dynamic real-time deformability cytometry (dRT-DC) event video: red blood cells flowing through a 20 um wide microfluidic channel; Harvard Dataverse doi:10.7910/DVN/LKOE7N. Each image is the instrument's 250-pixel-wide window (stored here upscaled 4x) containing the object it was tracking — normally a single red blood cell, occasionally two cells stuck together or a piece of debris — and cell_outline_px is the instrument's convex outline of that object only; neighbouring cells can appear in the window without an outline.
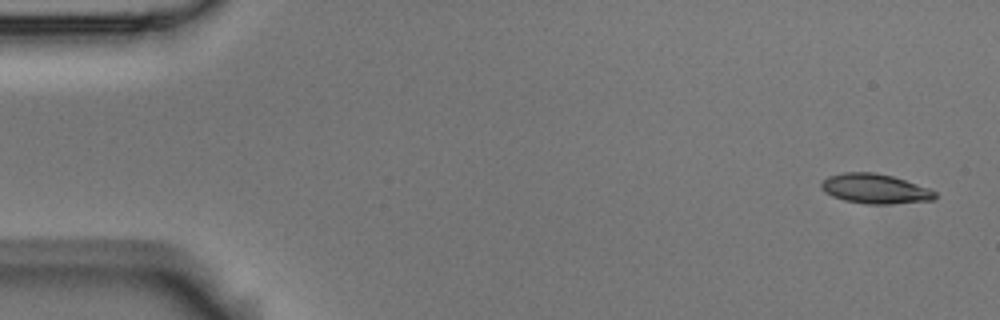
{"species": "Egyptian fruit bat (a non-hibernating species)", "species_latin": "Rousettus aegyptiacus", "temperature_condition": "room temperature", "stored_images_in_passage": 4, "camera_frame_rate_fps": 3000, "um_per_image_px": 0.085, "animal": {"sex": "male"}, "frame": {"image": 1, "passage_image": 1, "time_ms": 0.0, "image_size_px": [1000, 320], "cell_outline_px": [[936, 200], [892, 204], [864, 204], [844, 200], [832, 196], [824, 192], [820, 188], [820, 184], [828, 176], [844, 172], [872, 172], [892, 176], [928, 188], [936, 192]], "centroid_in_image_um": [74.36, 16.05], "position_along_channel_um": 10.6, "area_um2": 19.77}}
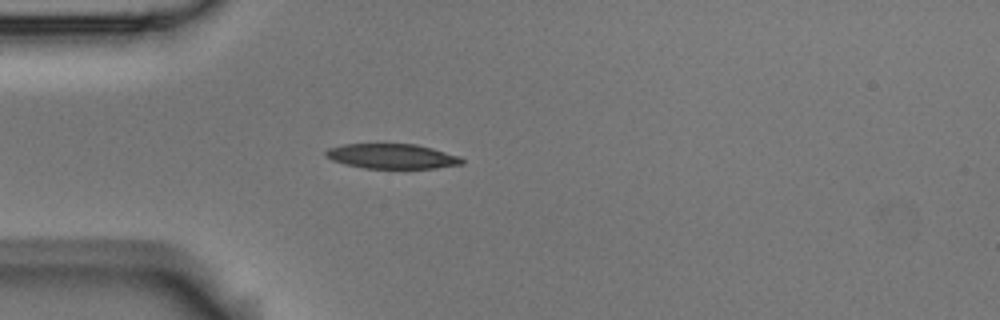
{"frame": {"image": 2, "passage_image": 4, "time_ms": 1.0, "image_size_px": [1000, 320], "cell_outline_px": [[464, 164], [436, 168], [364, 168], [344, 164], [332, 160], [324, 156], [324, 152], [328, 148], [344, 144], [416, 144], [432, 148], [460, 156], [464, 160]], "centroid_in_image_um": [33.31, 13.28], "position_along_channel_um": 51.7, "area_um2": 19.83}}